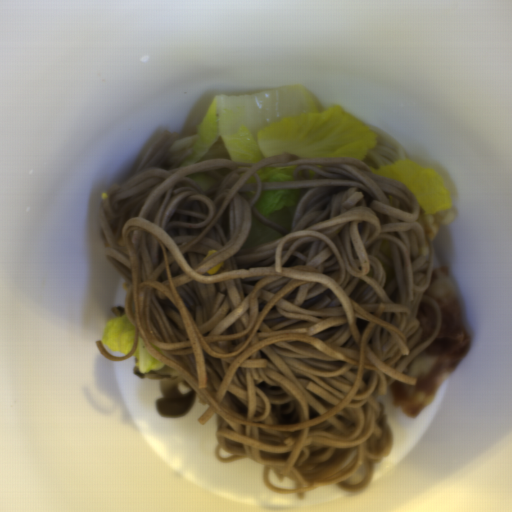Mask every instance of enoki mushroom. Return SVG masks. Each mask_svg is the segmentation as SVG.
I'll return each instance as SVG.
<instances>
[{
  "label": "enoki mushroom",
  "mask_w": 512,
  "mask_h": 512,
  "mask_svg": "<svg viewBox=\"0 0 512 512\" xmlns=\"http://www.w3.org/2000/svg\"><path fill=\"white\" fill-rule=\"evenodd\" d=\"M400 160H405L401 144L394 137L381 133L375 134L374 147L367 149L364 160L360 162L374 171Z\"/></svg>",
  "instance_id": "1"
},
{
  "label": "enoki mushroom",
  "mask_w": 512,
  "mask_h": 512,
  "mask_svg": "<svg viewBox=\"0 0 512 512\" xmlns=\"http://www.w3.org/2000/svg\"><path fill=\"white\" fill-rule=\"evenodd\" d=\"M421 220L427 239H434L441 225H446L454 220L455 214L450 207L436 212H420Z\"/></svg>",
  "instance_id": "2"
}]
</instances>
